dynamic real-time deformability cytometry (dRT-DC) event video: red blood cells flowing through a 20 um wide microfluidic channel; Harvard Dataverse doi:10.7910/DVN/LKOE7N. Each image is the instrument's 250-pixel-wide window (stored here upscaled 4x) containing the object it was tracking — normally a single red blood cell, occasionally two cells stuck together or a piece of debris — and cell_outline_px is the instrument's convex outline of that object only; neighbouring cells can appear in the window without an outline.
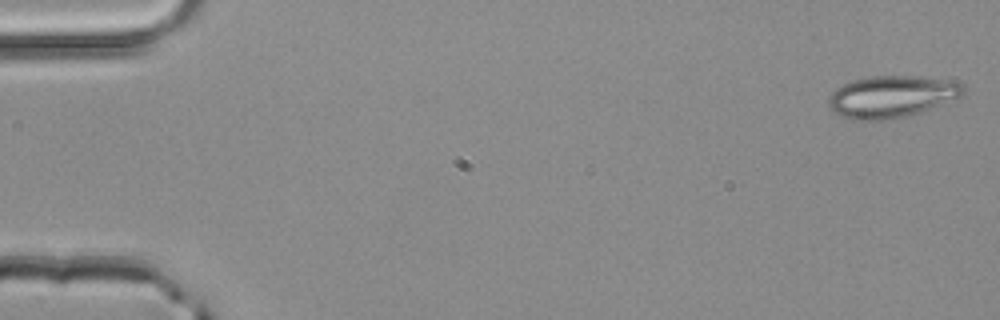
{"species": "common noctule bat (a hibernating species)", "species_latin": "Nyctalus noctula", "temperature_condition": "room temperature", "stored_images_in_passage": 4, "camera_frame_rate_fps": 3000, "um_per_image_px": 0.085, "animal": {"sex": "male", "body_mass_g": 20.4}, "frame": {"image": 1, "passage_image": 1, "time_ms": 0.0, "image_size_px": [1000, 320], "cell_outline_px": [[964, 92], [960, 96], [920, 112], [908, 116], [884, 120], [852, 120], [840, 116], [832, 112], [828, 104], [828, 96], [836, 88], [852, 80], [872, 76], [920, 76], [956, 80], [964, 84]], "centroid_in_image_um": [75.76, 8.21], "position_along_channel_um": 9.2, "area_um2": 33.12}}
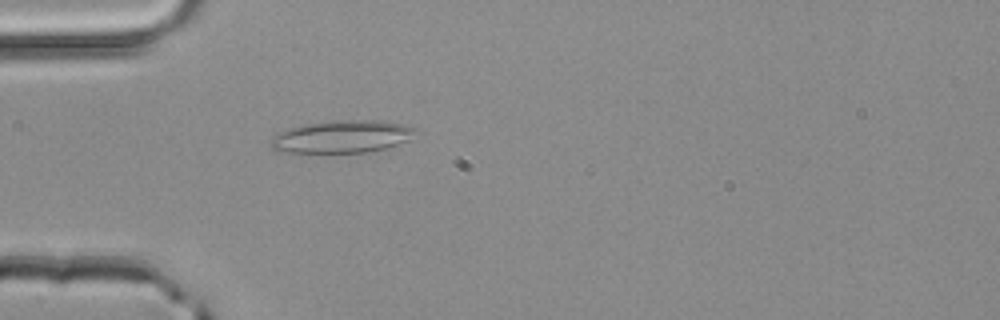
{"frame": {"image": 2, "passage_image": 4, "time_ms": 1.0, "image_size_px": [1000, 320], "cell_outline_px": [[420, 132], [408, 140], [388, 148], [368, 152], [276, 152], [268, 144], [280, 132], [288, 128], [308, 124], [336, 120], [384, 120], [404, 124], [416, 128]], "centroid_in_image_um": [29.15, 11.61], "position_along_channel_um": 55.9, "area_um2": 27.57}}